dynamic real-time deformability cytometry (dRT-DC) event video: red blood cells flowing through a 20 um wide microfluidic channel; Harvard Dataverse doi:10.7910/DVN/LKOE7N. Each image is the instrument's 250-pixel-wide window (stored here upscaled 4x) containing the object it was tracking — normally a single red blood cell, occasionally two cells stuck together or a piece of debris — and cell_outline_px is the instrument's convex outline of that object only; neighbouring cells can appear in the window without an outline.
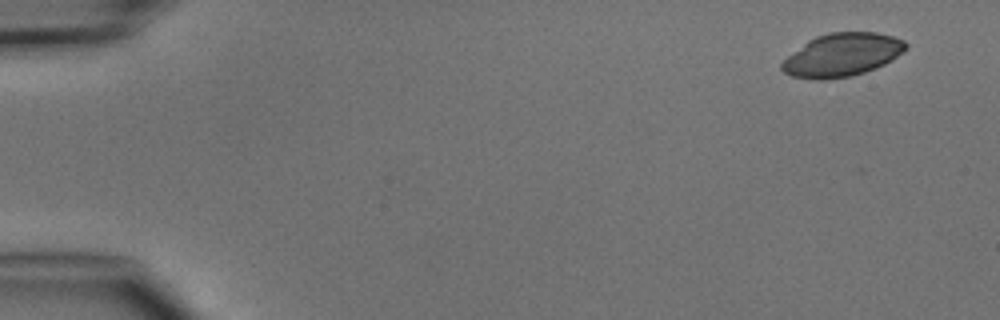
{"species": "common noctule bat (a hibernating species)", "species_latin": "Nyctalus noctula", "temperature_condition": "cold", "stored_images_in_passage": 5, "camera_frame_rate_fps": 3000, "um_per_image_px": 0.085, "animal": {"sex": "male", "body_mass_g": 15.6}, "frame": {"image": 1, "passage_image": 1, "time_ms": 0.0, "image_size_px": [1000, 320], "cell_outline_px": [[908, 48], [892, 60], [876, 68], [852, 76], [824, 80], [812, 80], [792, 76], [784, 72], [780, 68], [780, 64], [788, 56], [808, 40], [816, 36], [828, 32], [876, 32], [892, 36], [904, 40], [908, 44]], "centroid_in_image_um": [71.58, 4.67], "position_along_channel_um": 13.4, "area_um2": 31.33}}